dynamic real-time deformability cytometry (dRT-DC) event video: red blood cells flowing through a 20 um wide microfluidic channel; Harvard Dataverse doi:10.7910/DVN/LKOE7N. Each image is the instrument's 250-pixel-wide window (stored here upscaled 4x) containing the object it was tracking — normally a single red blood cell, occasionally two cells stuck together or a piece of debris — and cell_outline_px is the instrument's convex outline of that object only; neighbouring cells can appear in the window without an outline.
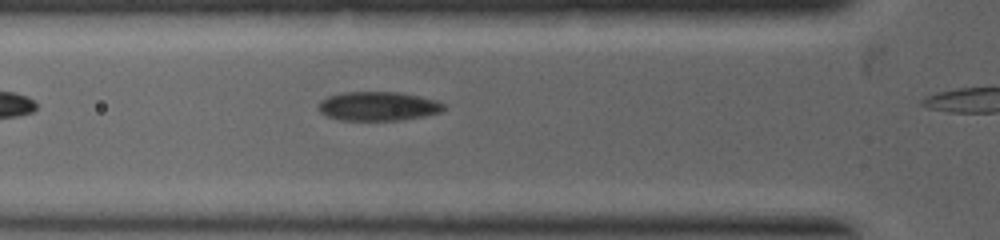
{"species": "common noctule bat (a hibernating species)", "species_latin": "Nyctalus noctula", "temperature_condition": "warm", "stored_images_in_passage": 7, "camera_frame_rate_fps": 5000, "um_per_image_px": 0.085, "animal": {"sex": "female", "body_mass_g": 19.0, "forearm_length_mm": 53.3}, "frame": {"image": 1, "passage_image": 6, "time_ms": 0.8, "image_size_px": [1000, 240], "cell_outline_px": [[448, 108], [440, 112], [420, 116], [396, 120], [340, 120], [324, 116], [316, 108], [316, 104], [320, 100], [328, 96], [340, 92], [396, 92], [420, 96], [436, 100], [444, 104]], "centroid_in_image_um": [32.06, 9.02], "position_along_channel_um": 93.7, "area_um2": 21.39}}